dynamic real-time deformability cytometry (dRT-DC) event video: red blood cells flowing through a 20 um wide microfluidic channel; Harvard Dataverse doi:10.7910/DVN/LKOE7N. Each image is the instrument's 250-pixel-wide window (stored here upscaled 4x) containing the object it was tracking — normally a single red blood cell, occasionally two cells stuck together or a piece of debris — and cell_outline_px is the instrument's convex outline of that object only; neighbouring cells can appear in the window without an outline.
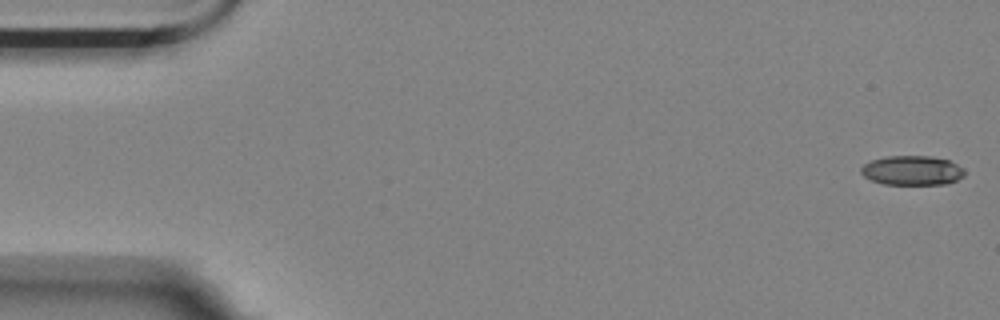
{"species": "Egyptian fruit bat (a non-hibernating species)", "species_latin": "Rousettus aegyptiacus", "temperature_condition": "room temperature", "stored_images_in_passage": 15, "camera_frame_rate_fps": 3000, "um_per_image_px": 0.085, "animal": {"sex": "female"}, "frame": {"image": 1, "passage_image": 1, "time_ms": 0.0, "image_size_px": [1000, 320], "cell_outline_px": [[964, 176], [956, 180], [944, 184], [884, 184], [872, 180], [864, 176], [860, 172], [860, 168], [864, 164], [872, 160], [884, 156], [932, 156], [948, 160], [964, 168]], "centroid_in_image_um": [77.52, 14.48], "position_along_channel_um": 7.5, "area_um2": 17.74}}